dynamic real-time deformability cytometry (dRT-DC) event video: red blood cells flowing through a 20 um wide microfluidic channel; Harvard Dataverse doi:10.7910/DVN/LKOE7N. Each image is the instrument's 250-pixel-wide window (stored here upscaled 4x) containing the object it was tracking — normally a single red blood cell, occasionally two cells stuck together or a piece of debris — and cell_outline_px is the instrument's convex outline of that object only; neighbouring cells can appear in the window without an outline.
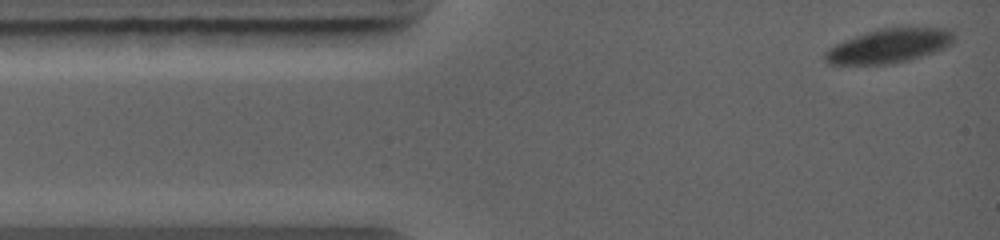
{"species": "common noctule bat (a hibernating species)", "species_latin": "Nyctalus noctula", "temperature_condition": "warm", "stored_images_in_passage": 63, "camera_frame_rate_fps": 5000, "um_per_image_px": 0.085, "animal": {"sex": "female", "body_mass_g": 19.0, "forearm_length_mm": 56.7}, "frame": {"image": 1, "passage_image": 1, "time_ms": 0.0, "image_size_px": [1000, 240], "cell_outline_px": [[956, 36], [952, 44], [944, 48], [908, 60], [892, 64], [828, 64], [824, 60], [824, 52], [828, 48], [844, 40], [880, 28], [908, 24], [948, 28]], "centroid_in_image_um": [75.63, 3.84], "position_along_channel_um": 9.4, "area_um2": 26.41}}
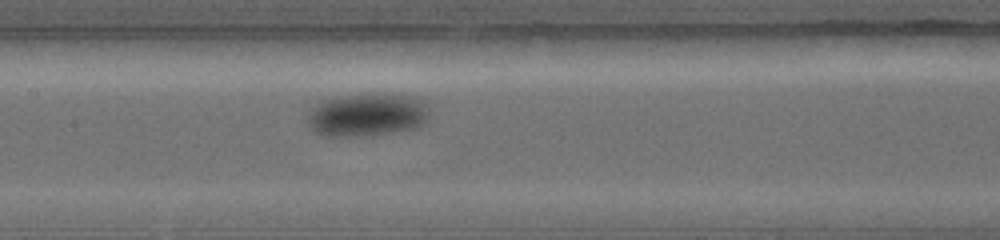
{"frame": {"image": 2, "passage_image": 27, "time_ms": 5.4, "image_size_px": [1000, 240], "cell_outline_px": [[428, 120], [420, 128], [400, 132], [364, 136], [324, 136], [308, 128], [308, 116], [312, 108], [320, 100], [336, 96], [416, 96], [428, 104]], "centroid_in_image_um": [31.22, 9.81], "position_along_channel_um": 176.2, "area_um2": 30.63}}
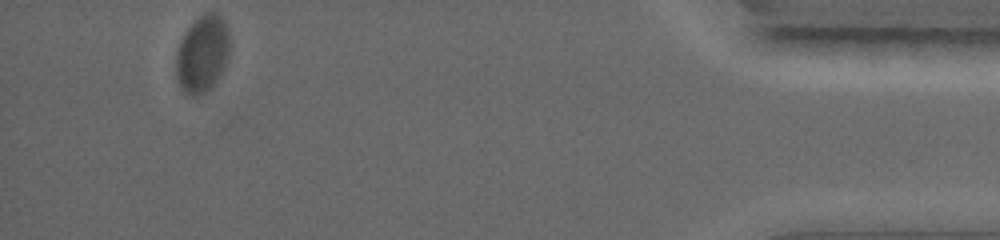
{"frame": {"image": 3, "passage_image": 62, "time_ms": 13.0, "image_size_px": [1000, 240], "cell_outline_px": [[232, 44], [228, 60], [220, 76], [208, 88], [200, 92], [184, 92], [180, 88], [176, 80], [176, 52], [184, 32], [204, 12], [216, 12], [228, 24]], "centroid_in_image_um": [17.25, 4.5], "position_along_channel_um": 418.0, "area_um2": 24.22}}